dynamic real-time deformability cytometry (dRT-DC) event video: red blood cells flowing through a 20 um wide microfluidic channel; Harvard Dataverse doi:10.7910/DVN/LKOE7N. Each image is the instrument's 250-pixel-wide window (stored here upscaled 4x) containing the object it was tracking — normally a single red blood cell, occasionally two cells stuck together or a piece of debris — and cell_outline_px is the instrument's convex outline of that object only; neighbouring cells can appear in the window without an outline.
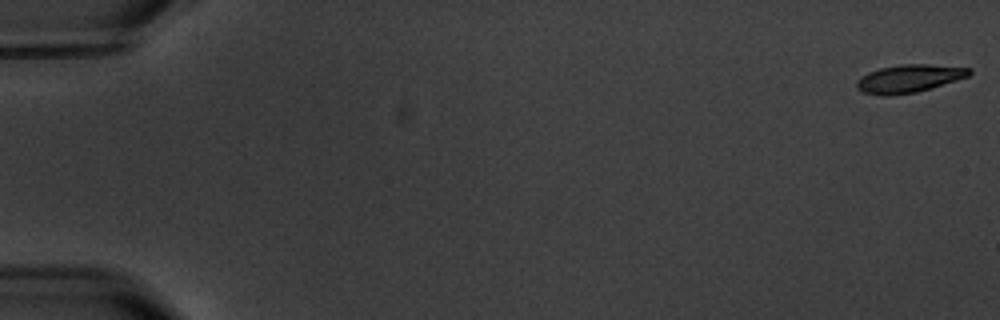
{"species": "common noctule bat (a hibernating species)", "species_latin": "Nyctalus noctula", "temperature_condition": "warm", "stored_images_in_passage": 3, "camera_frame_rate_fps": 3000, "um_per_image_px": 0.085, "animal": {"sex": "male", "body_mass_g": 20.1, "forearm_length_mm": 53.5}, "frame": {"image": 1, "passage_image": 1, "time_ms": 0.0, "image_size_px": [1000, 320], "cell_outline_px": [[972, 72], [968, 76], [932, 88], [916, 92], [888, 96], [884, 96], [864, 92], [856, 88], [856, 80], [868, 72], [880, 68], [900, 64], [928, 64], [972, 68]], "centroid_in_image_um": [77.26, 6.67], "position_along_channel_um": 7.7, "area_um2": 18.32}}